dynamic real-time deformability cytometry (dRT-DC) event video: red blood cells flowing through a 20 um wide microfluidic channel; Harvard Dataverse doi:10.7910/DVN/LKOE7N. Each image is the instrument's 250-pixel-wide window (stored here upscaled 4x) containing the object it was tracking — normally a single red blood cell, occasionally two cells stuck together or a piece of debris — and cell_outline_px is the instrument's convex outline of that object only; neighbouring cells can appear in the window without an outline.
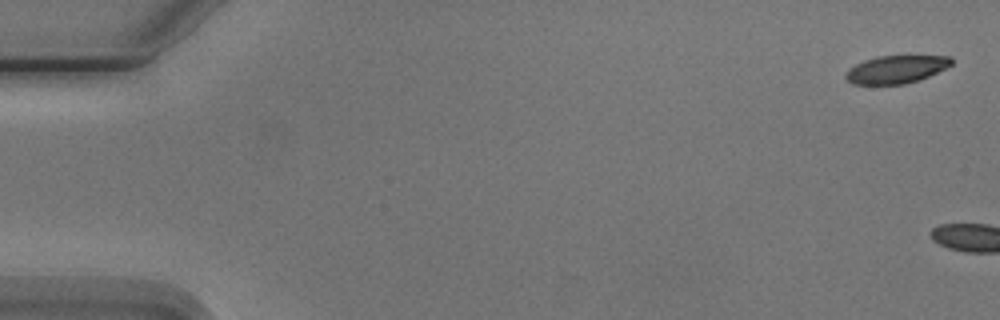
{"species": "Egyptian fruit bat (a non-hibernating species)", "species_latin": "Rousettus aegyptiacus", "temperature_condition": "cold", "stored_images_in_passage": 5, "camera_frame_rate_fps": 3000, "um_per_image_px": 0.085, "animal": {"sex": "male"}, "frame": {"image": 1, "passage_image": 1, "time_ms": 0.0, "image_size_px": [1000, 320], "cell_outline_px": [[952, 64], [920, 80], [904, 84], [852, 84], [844, 76], [848, 68], [864, 60], [876, 56], [952, 56]], "centroid_in_image_um": [76.14, 5.89], "position_along_channel_um": 8.9, "area_um2": 17.05}}